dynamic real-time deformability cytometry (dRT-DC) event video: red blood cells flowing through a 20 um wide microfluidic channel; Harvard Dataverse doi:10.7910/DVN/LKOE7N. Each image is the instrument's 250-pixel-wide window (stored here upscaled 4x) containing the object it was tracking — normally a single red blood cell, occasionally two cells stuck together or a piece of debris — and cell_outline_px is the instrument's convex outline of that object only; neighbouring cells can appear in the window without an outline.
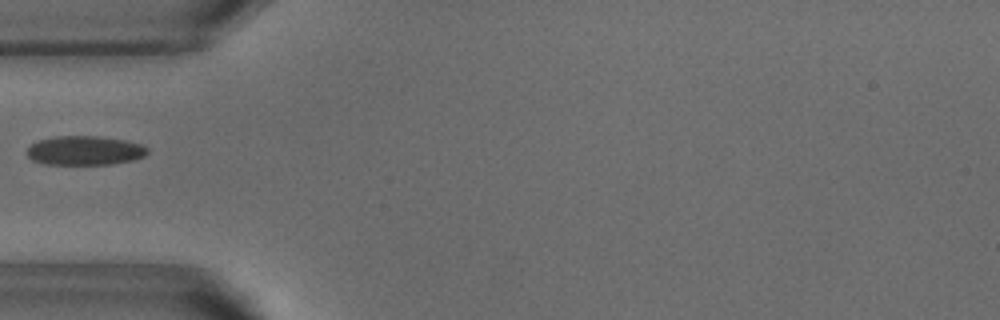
{"species": "common noctule bat (a hibernating species)", "species_latin": "Nyctalus noctula", "temperature_condition": "warm", "stored_images_in_passage": 35, "camera_frame_rate_fps": 3000, "um_per_image_px": 0.085, "animal": {"sex": "male", "body_mass_g": 18.8}, "frame": {"image": 1, "passage_image": 1, "time_ms": 0.0, "image_size_px": [1000, 320], "cell_outline_px": [[148, 152], [144, 156], [132, 160], [112, 164], [44, 164], [32, 160], [24, 152], [32, 144], [40, 140], [56, 136], [100, 136], [124, 140], [140, 144], [148, 148]], "centroid_in_image_um": [7.19, 12.79], "position_along_channel_um": 77.8, "area_um2": 20.46}}
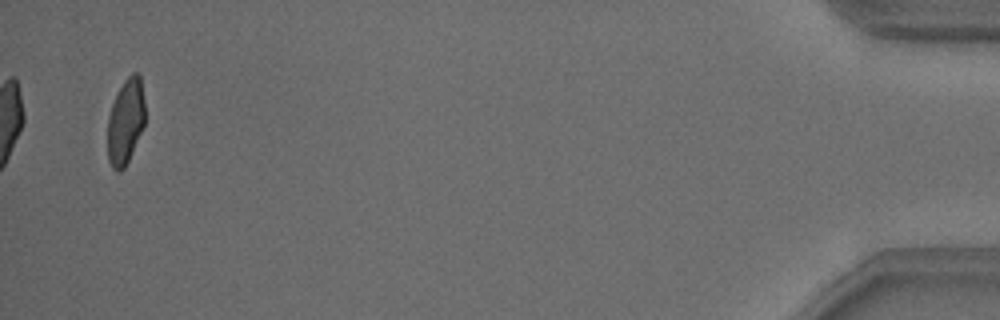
{"frame": {"image": 2, "passage_image": 35, "time_ms": 11.333, "image_size_px": [1000, 320], "cell_outline_px": [[144, 124], [128, 160], [124, 168], [120, 172], [116, 172], [112, 168], [108, 160], [108, 116], [112, 104], [124, 80], [132, 72], [136, 72], [140, 76], [144, 100]], "centroid_in_image_um": [10.66, 10.33], "position_along_channel_um": 424.5, "area_um2": 18.38}}